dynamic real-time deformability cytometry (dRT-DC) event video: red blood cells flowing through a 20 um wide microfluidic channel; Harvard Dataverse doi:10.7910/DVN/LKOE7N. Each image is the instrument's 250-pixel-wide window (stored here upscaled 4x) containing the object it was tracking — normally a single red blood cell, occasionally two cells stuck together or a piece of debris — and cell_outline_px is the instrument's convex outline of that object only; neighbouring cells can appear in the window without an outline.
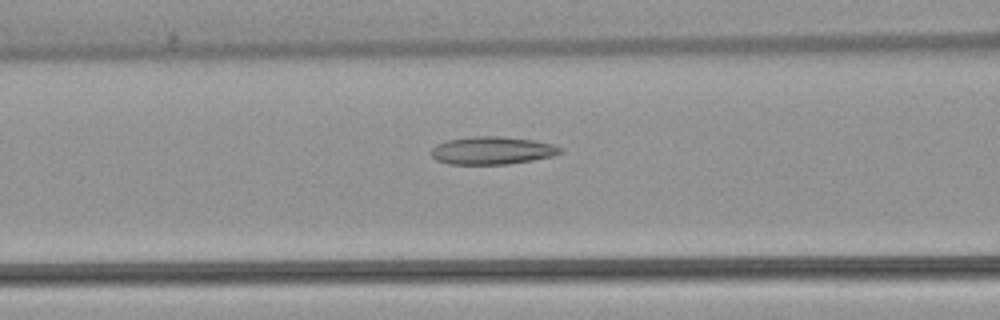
{"species": "common noctule bat (a hibernating species)", "species_latin": "Nyctalus noctula", "temperature_condition": "warm", "stored_images_in_passage": 38, "camera_frame_rate_fps": 3000, "um_per_image_px": 0.085, "animal": {"sex": "female", "body_mass_g": 22.7, "forearm_length_mm": 54.2}, "frame": {"image": 1, "passage_image": 7, "time_ms": 2.0, "image_size_px": [1000, 320], "cell_outline_px": [[564, 152], [552, 156], [532, 160], [508, 164], [448, 164], [436, 160], [432, 156], [432, 148], [436, 144], [448, 140], [472, 136], [500, 136], [532, 140], [552, 144], [564, 148]], "centroid_in_image_um": [41.85, 12.79], "position_along_channel_um": 124.8, "area_um2": 20.92}}
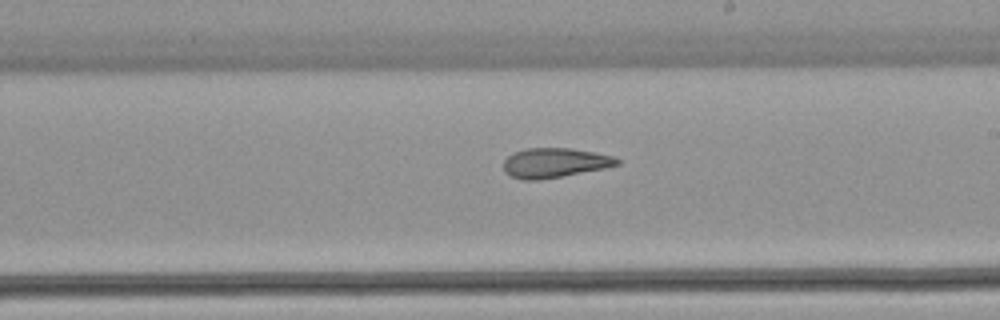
{"frame": {"image": 2, "passage_image": 16, "time_ms": 5.0, "image_size_px": [1000, 320], "cell_outline_px": [[620, 164], [604, 168], [540, 180], [524, 180], [512, 176], [504, 172], [504, 160], [508, 156], [516, 152], [528, 148], [572, 148], [612, 156], [620, 160]], "centroid_in_image_um": [47.13, 13.84], "position_along_channel_um": 241.9, "area_um2": 19.36}}
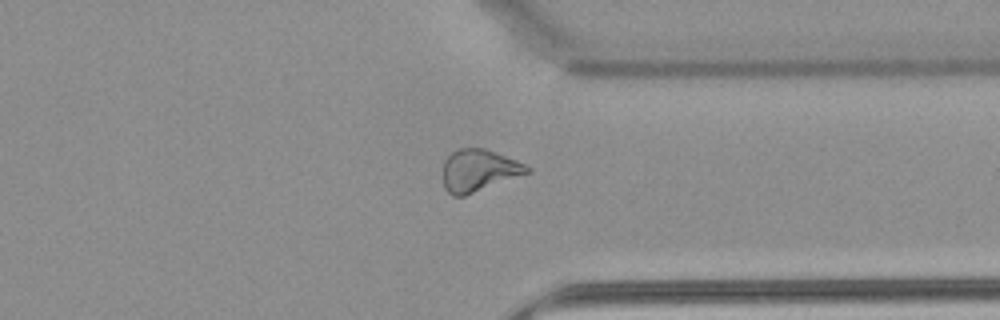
{"frame": {"image": 3, "passage_image": 26, "time_ms": 8.333, "image_size_px": [1000, 320], "cell_outline_px": [[532, 172], [464, 196], [452, 196], [444, 188], [444, 160], [452, 152], [460, 148], [484, 148], [516, 160], [532, 168]], "centroid_in_image_um": [40.71, 14.49], "position_along_channel_um": 370.7, "area_um2": 20.58}, "authors_computed_cell_mechanics": {"area_um2": 20.519, "velocity_mm_per_s": 3.9147, "shape_relaxation_time_tau1_ms": null, "shape_relaxation_time_tau2_ms": 2.9193, "deformation_change_tau1": null, "deformation_change_tau2": 0.1201}}